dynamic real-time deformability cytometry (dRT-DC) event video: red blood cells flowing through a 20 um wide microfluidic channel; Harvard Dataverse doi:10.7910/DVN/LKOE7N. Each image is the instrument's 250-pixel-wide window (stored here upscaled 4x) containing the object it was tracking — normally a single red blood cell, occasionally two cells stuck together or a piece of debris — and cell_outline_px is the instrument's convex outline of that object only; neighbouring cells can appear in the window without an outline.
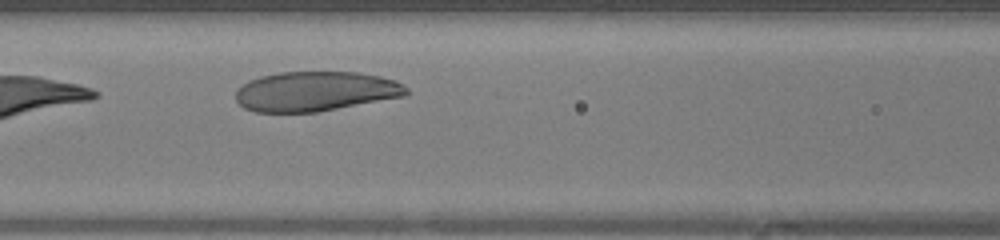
{"species": "human", "species_latin": "Homo sapiens", "temperature_condition": "warm", "stored_images_in_passage": 18, "camera_frame_rate_fps": 3000, "um_per_image_px": 0.085, "donor": {"sex": "female"}, "frame": {"image": 1, "passage_image": 6, "time_ms": 1.667, "image_size_px": [1000, 240], "cell_outline_px": [[408, 92], [404, 96], [316, 112], [256, 112], [244, 108], [236, 100], [236, 92], [248, 80], [260, 76], [280, 72], [356, 72], [380, 76], [396, 80], [408, 88]], "centroid_in_image_um": [26.81, 7.76], "position_along_channel_um": 139.8, "area_um2": 39.36}}
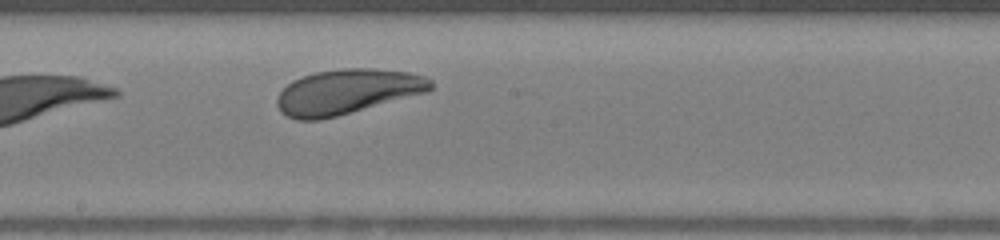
{"frame": {"image": 2, "passage_image": 11, "time_ms": 3.333, "image_size_px": [1000, 240], "cell_outline_px": [[432, 88], [428, 92], [336, 116], [320, 120], [296, 120], [280, 112], [276, 104], [276, 96], [292, 80], [316, 72], [344, 68], [372, 68], [408, 72], [424, 76], [432, 80]], "centroid_in_image_um": [29.49, 7.8], "position_along_channel_um": 218.7, "area_um2": 40.17}}